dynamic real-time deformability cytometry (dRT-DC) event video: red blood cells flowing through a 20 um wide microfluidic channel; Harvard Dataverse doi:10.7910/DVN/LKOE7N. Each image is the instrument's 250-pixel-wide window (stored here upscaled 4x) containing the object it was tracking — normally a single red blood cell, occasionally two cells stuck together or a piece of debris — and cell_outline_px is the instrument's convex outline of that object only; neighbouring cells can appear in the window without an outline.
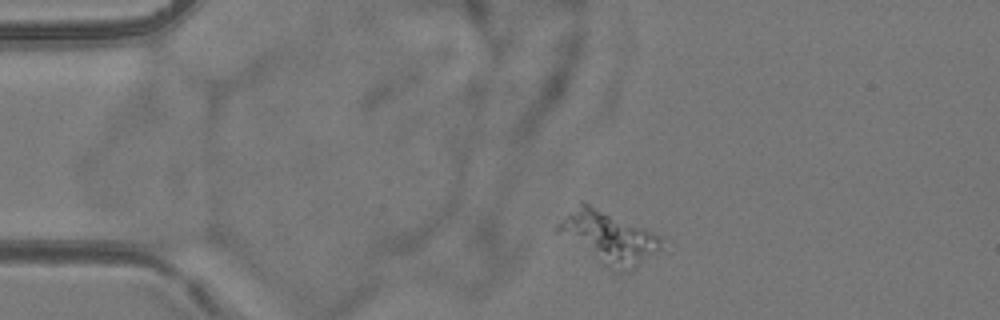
{"species": "common noctule bat (a hibernating species)", "species_latin": "Nyctalus noctula", "temperature_condition": "room temperature", "stored_images_in_passage": 3, "camera_frame_rate_fps": 3000, "um_per_image_px": 0.085, "animal": {"sex": "female", "body_mass_g": 24.6, "forearm_length_mm": 56.2}, "frame": {"image": 1, "passage_image": 1, "time_ms": 0.0, "image_size_px": [1000, 320], "cell_outline_px": [[660, 248], [628, 272], [612, 272], [552, 232], [552, 228], [580, 200], [584, 200], [644, 228], [660, 236]], "centroid_in_image_um": [51.56, 20.16], "position_along_channel_um": 33.4, "area_um2": 32.14}}